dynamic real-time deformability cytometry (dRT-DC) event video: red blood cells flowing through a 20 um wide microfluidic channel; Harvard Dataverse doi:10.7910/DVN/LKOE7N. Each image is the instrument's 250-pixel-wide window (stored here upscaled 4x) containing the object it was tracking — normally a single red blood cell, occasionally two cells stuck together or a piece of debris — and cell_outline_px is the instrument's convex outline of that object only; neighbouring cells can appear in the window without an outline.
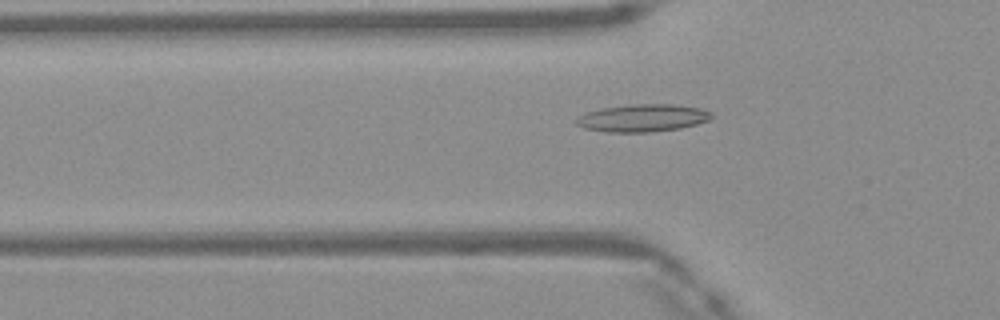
{"species": "Egyptian fruit bat (a non-hibernating species)", "species_latin": "Rousettus aegyptiacus", "temperature_condition": "warm", "stored_images_in_passage": 48, "camera_frame_rate_fps": 3000, "um_per_image_px": 0.085, "frame": {"image": 1, "passage_image": 16, "time_ms": 5.0, "image_size_px": [1000, 320], "cell_outline_px": [[712, 116], [708, 120], [696, 124], [680, 128], [648, 132], [604, 132], [584, 128], [576, 124], [576, 116], [600, 108], [632, 104], [672, 104], [700, 108], [712, 112]], "centroid_in_image_um": [54.59, 10.02], "position_along_channel_um": 71.2, "area_um2": 21.68}}
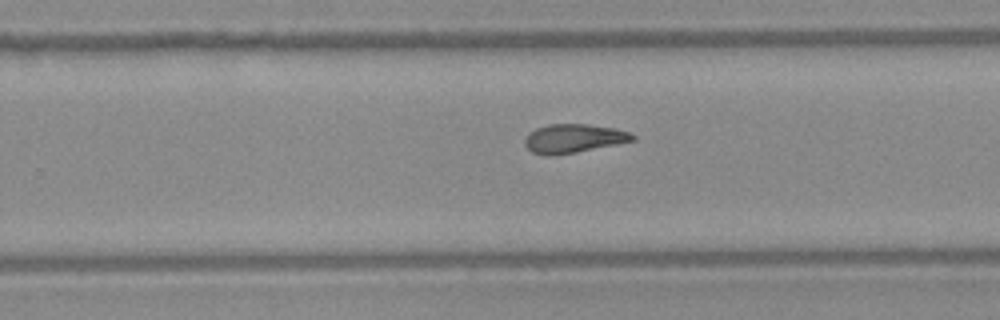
{"frame": {"image": 2, "passage_image": 31, "time_ms": 10.0, "image_size_px": [1000, 320], "cell_outline_px": [[636, 140], [576, 152], [552, 156], [544, 156], [532, 152], [524, 144], [524, 140], [528, 132], [536, 128], [548, 124], [588, 124], [616, 128], [628, 132], [636, 136]], "centroid_in_image_um": [48.72, 11.77], "position_along_channel_um": 281.1, "area_um2": 18.21}}
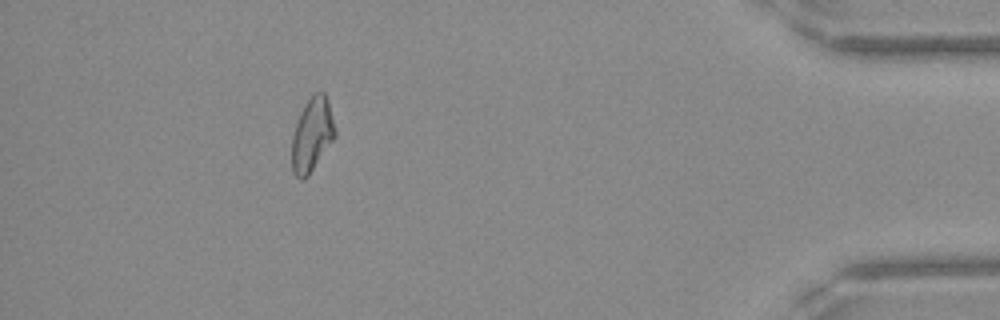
{"frame": {"image": 3, "passage_image": 44, "time_ms": 14.333, "image_size_px": [1000, 320], "cell_outline_px": [[336, 136], [308, 176], [304, 180], [300, 180], [292, 172], [292, 136], [300, 112], [312, 92], [324, 92], [328, 100], [336, 128]], "centroid_in_image_um": [26.53, 11.44], "position_along_channel_um": 408.7, "area_um2": 18.73}, "authors_computed_cell_mechanics": {"area_um2": 18.8139, "velocity_mm_per_s": 4.1761, "shape_relaxation_time_tau1_ms": null, "shape_relaxation_time_tau2_ms": 5.8339, "deformation_change_tau1": null, "deformation_change_tau2": 0.1528}}